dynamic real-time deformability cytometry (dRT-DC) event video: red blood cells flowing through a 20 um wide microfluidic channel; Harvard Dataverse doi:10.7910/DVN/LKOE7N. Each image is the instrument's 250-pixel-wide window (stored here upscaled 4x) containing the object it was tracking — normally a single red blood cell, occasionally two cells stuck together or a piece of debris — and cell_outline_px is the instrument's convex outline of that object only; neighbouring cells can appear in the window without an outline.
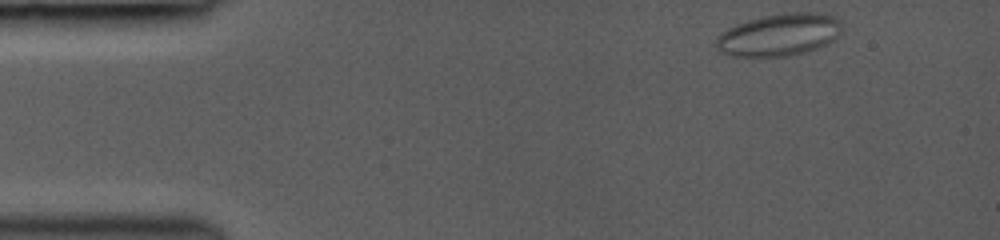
{"species": "common noctule bat (a hibernating species)", "species_latin": "Nyctalus noctula", "temperature_condition": "room temperature", "stored_images_in_passage": 21, "camera_frame_rate_fps": 3000, "um_per_image_px": 0.085, "animal": {"sex": "female", "body_mass_g": 19.0, "forearm_length_mm": 53.3}, "frame": {"image": 1, "passage_image": 1, "time_ms": 0.0, "image_size_px": [1000, 240], "cell_outline_px": [[840, 32], [828, 44], [804, 52], [788, 56], [732, 56], [720, 52], [716, 48], [716, 36], [720, 32], [736, 24], [748, 20], [764, 16], [796, 12], [820, 12], [836, 16], [840, 20]], "centroid_in_image_um": [66.21, 2.95], "position_along_channel_um": 18.8, "area_um2": 30.98}}
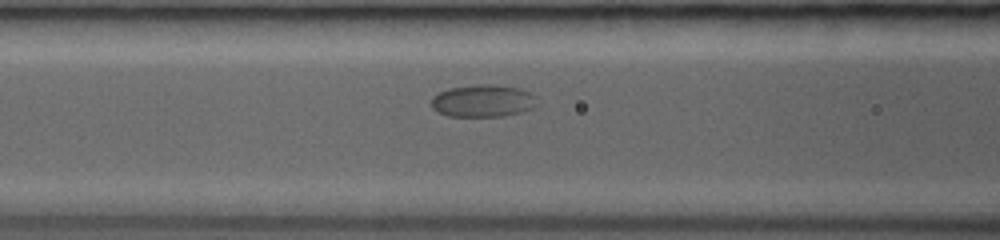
{"frame": {"image": 2, "passage_image": 11, "time_ms": 5.333, "image_size_px": [1000, 240], "cell_outline_px": [[536, 104], [532, 108], [520, 112], [500, 116], [448, 116], [436, 112], [432, 108], [432, 96], [448, 88], [480, 84], [492, 84], [520, 88], [532, 92], [536, 96]], "centroid_in_image_um": [41.04, 8.56], "position_along_channel_um": 125.6, "area_um2": 20.0}}
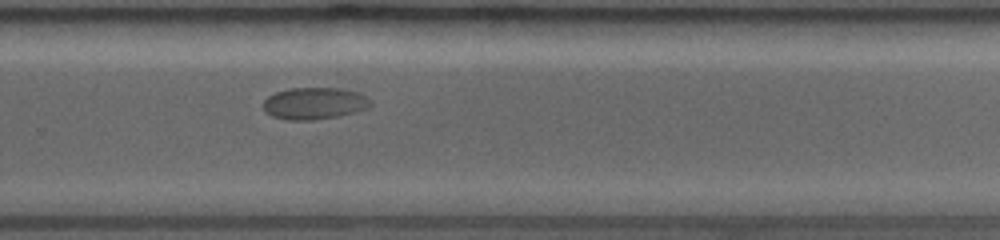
{"frame": {"image": 3, "passage_image": 21, "time_ms": 10.0, "image_size_px": [1000, 240], "cell_outline_px": [[372, 104], [368, 108], [356, 112], [340, 116], [312, 120], [288, 120], [272, 116], [264, 112], [264, 100], [268, 96], [276, 92], [288, 88], [340, 88], [356, 92], [368, 96], [372, 100]], "centroid_in_image_um": [26.75, 8.79], "position_along_channel_um": 303.1, "area_um2": 20.17}}